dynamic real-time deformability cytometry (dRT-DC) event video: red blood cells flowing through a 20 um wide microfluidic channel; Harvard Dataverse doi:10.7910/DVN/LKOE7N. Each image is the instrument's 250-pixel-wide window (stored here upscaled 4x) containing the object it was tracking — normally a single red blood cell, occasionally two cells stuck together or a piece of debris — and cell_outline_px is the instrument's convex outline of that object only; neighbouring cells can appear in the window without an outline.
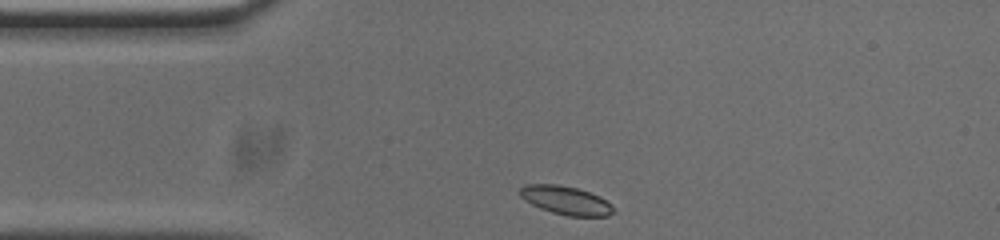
{"species": "common noctule bat (a hibernating species)", "species_latin": "Nyctalus noctula", "temperature_condition": "cold", "stored_images_in_passage": 34, "camera_frame_rate_fps": 3000, "um_per_image_px": 0.085, "animal": {"sex": "male", "body_mass_g": 20.0, "forearm_length_mm": 53.3}, "frame": {"image": 1, "passage_image": 1, "time_ms": 0.0, "image_size_px": [1000, 240], "cell_outline_px": [[616, 212], [608, 216], [568, 216], [552, 212], [540, 208], [524, 200], [520, 196], [520, 188], [524, 184], [556, 184], [576, 188], [600, 196], [612, 204]], "centroid_in_image_um": [48.12, 17.03], "position_along_channel_um": 36.9, "area_um2": 15.61}}
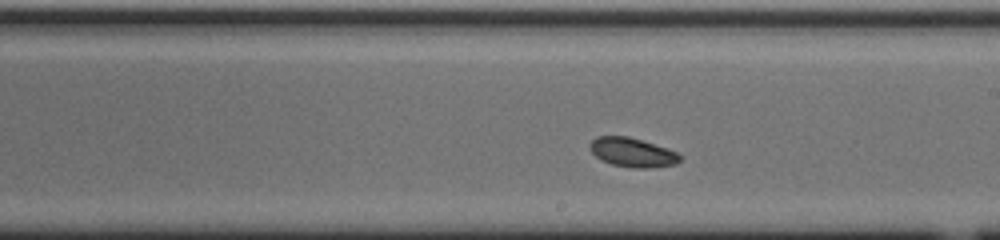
{"frame": {"image": 2, "passage_image": 19, "time_ms": 6.0, "image_size_px": [1000, 240], "cell_outline_px": [[680, 160], [676, 164], [652, 168], [632, 168], [612, 164], [600, 160], [588, 148], [588, 144], [596, 136], [628, 136], [668, 148], [676, 152], [680, 156]], "centroid_in_image_um": [53.72, 12.95], "position_along_channel_um": 235.3, "area_um2": 15.43}}
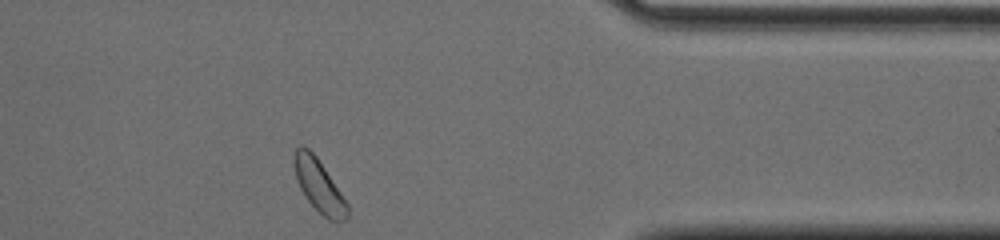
{"frame": {"image": 3, "passage_image": 33, "time_ms": 10.667, "image_size_px": [1000, 240], "cell_outline_px": [[348, 220], [328, 220], [308, 200], [300, 188], [296, 180], [292, 164], [292, 160], [296, 148], [300, 144], [304, 144], [316, 156], [348, 204]], "centroid_in_image_um": [27.07, 15.74], "position_along_channel_um": 384.3, "area_um2": 16.18}, "authors_computed_cell_mechanics": {"area_um2": 15.3748, "velocity_mm_per_s": 3.702, "shape_relaxation_time_tau1_ms": 6.2933, "shape_relaxation_time_tau2_ms": null, "deformation_change_tau1": 0.1363, "deformation_change_tau2": null}}